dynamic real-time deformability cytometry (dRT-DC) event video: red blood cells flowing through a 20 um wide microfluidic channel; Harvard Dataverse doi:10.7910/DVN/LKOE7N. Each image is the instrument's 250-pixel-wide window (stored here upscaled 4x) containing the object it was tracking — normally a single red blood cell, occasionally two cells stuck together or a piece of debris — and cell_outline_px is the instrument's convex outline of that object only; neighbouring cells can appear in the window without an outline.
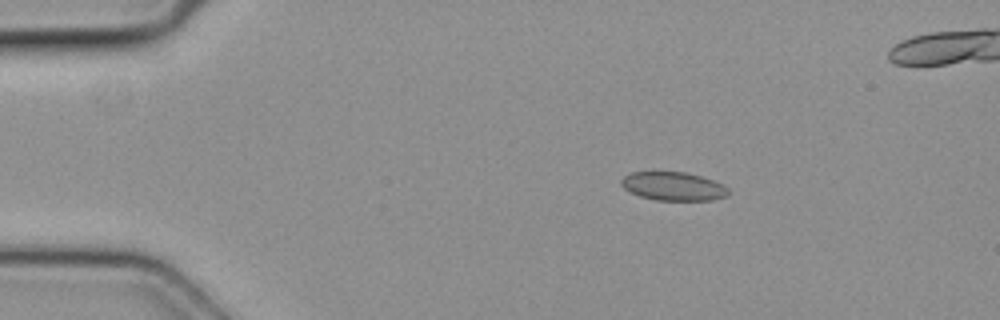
{"species": "common noctule bat (a hibernating species)", "species_latin": "Nyctalus noctula", "temperature_condition": "cold", "stored_images_in_passage": 6, "camera_frame_rate_fps": 3000, "um_per_image_px": 0.085, "animal": {"sex": "female", "body_mass_g": 19.3, "forearm_length_mm": 54.1}, "frame": {"image": 1, "passage_image": 2, "time_ms": 0.333, "image_size_px": [1000, 320], "cell_outline_px": [[728, 196], [712, 200], [656, 200], [640, 196], [624, 188], [620, 184], [620, 180], [624, 176], [632, 172], [684, 172], [700, 176], [724, 184], [728, 188]], "centroid_in_image_um": [57.24, 15.83], "position_along_channel_um": 27.8, "area_um2": 17.74}}
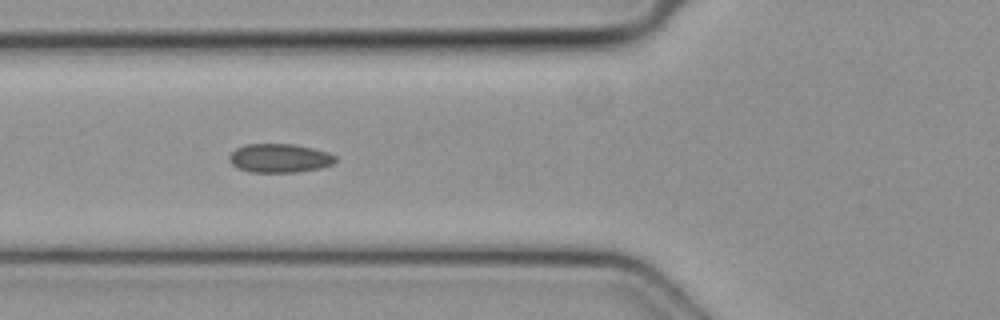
{"frame": {"image": 2, "passage_image": 5, "time_ms": 1.333, "image_size_px": [1000, 320], "cell_outline_px": [[336, 160], [332, 164], [320, 168], [296, 172], [248, 172], [236, 168], [228, 160], [228, 156], [236, 148], [244, 144], [292, 144], [312, 148], [328, 152], [336, 156]], "centroid_in_image_um": [23.72, 13.44], "position_along_channel_um": 102.1, "area_um2": 17.92}}
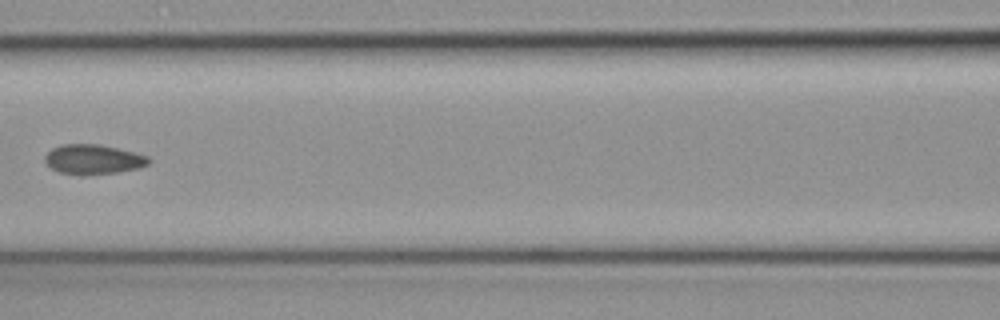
{"frame": {"image": 3, "passage_image": 6, "time_ms": 1.667, "image_size_px": [1000, 320], "cell_outline_px": [[152, 160], [148, 164], [140, 168], [116, 172], [88, 176], [80, 176], [60, 172], [48, 168], [44, 160], [44, 156], [52, 148], [64, 144], [100, 144], [148, 156]], "centroid_in_image_um": [7.89, 13.57], "position_along_channel_um": 158.7, "area_um2": 18.26}}